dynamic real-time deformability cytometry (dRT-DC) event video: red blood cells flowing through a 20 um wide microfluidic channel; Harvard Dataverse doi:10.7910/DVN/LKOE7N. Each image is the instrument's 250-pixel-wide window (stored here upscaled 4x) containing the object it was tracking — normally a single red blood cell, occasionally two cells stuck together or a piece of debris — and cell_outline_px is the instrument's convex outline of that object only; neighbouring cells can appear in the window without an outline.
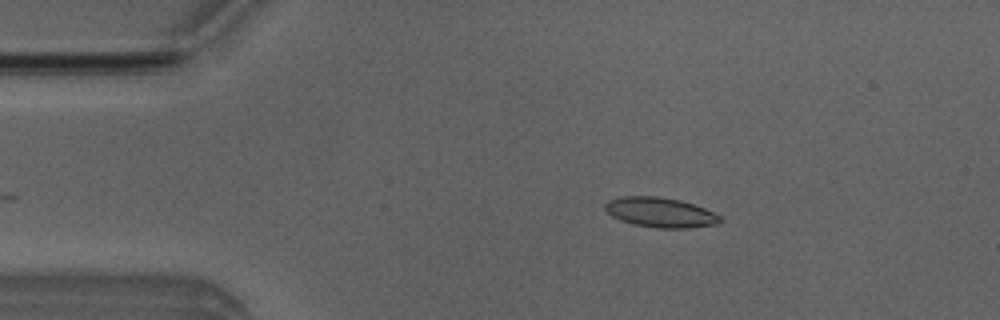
{"species": "Egyptian fruit bat (a non-hibernating species)", "species_latin": "Rousettus aegyptiacus", "temperature_condition": "room temperature", "stored_images_in_passage": 38, "camera_frame_rate_fps": 3000, "um_per_image_px": 0.085, "animal": {"sex": "male"}, "frame": {"image": 1, "passage_image": 2, "time_ms": 0.333, "image_size_px": [1000, 320], "cell_outline_px": [[724, 220], [716, 224], [688, 228], [656, 228], [636, 224], [620, 220], [612, 216], [604, 208], [604, 204], [608, 200], [620, 196], [656, 196], [680, 200], [704, 208], [720, 216]], "centroid_in_image_um": [56.11, 18.05], "position_along_channel_um": 28.9, "area_um2": 19.94}}
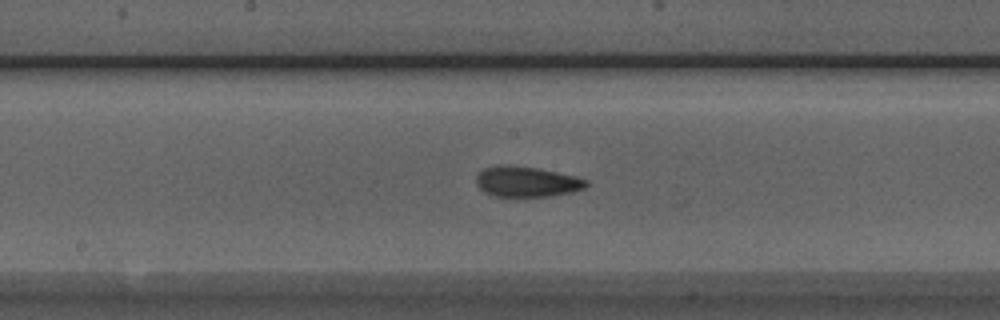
{"frame": {"image": 2, "passage_image": 19, "time_ms": 6.0, "image_size_px": [1000, 320], "cell_outline_px": [[588, 184], [584, 188], [572, 192], [552, 196], [492, 196], [484, 192], [476, 184], [476, 176], [484, 168], [496, 164], [508, 164], [536, 168], [576, 176], [588, 180]], "centroid_in_image_um": [44.74, 15.43], "position_along_channel_um": 203.5, "area_um2": 19.65}}
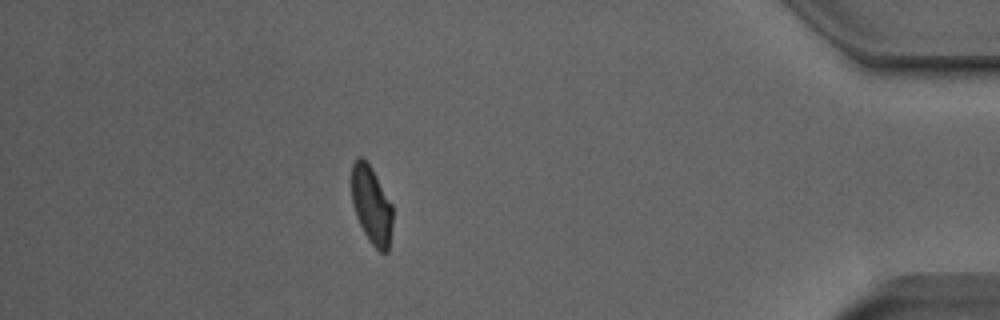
{"frame": {"image": 3, "passage_image": 38, "time_ms": 12.333, "image_size_px": [1000, 320], "cell_outline_px": [[392, 224], [388, 252], [380, 252], [368, 240], [356, 216], [352, 204], [352, 164], [360, 156], [364, 156], [372, 168], [392, 204]], "centroid_in_image_um": [31.58, 17.42], "position_along_channel_um": 403.6, "area_um2": 18.61}, "authors_computed_cell_mechanics": {"area_um2": 19.2474, "velocity_mm_per_s": 3.9736, "shape_relaxation_time_tau1_ms": 5.4249, "shape_relaxation_time_tau2_ms": 1.8054, "deformation_change_tau1": 0.1864, "deformation_change_tau2": 0.0912}}